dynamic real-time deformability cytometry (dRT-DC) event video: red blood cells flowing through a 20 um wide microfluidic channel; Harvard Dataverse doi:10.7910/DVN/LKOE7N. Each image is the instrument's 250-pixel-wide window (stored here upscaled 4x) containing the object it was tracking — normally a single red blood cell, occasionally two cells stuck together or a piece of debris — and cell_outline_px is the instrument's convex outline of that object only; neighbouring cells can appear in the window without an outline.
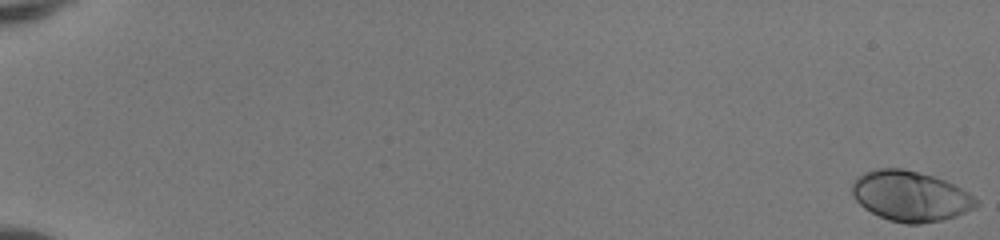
{"species": "human", "species_latin": "Homo sapiens", "temperature_condition": "room temperature", "stored_images_in_passage": 50, "camera_frame_rate_fps": 3000, "um_per_image_px": 0.085, "donor": {"sex": "female"}, "frame": {"image": 1, "passage_image": 1, "time_ms": 0.0, "image_size_px": [1000, 240], "cell_outline_px": [[976, 204], [972, 208], [956, 216], [944, 220], [920, 224], [904, 224], [888, 220], [864, 208], [852, 196], [852, 184], [856, 176], [864, 172], [876, 168], [904, 168], [932, 176], [944, 180], [968, 192], [976, 200]], "centroid_in_image_um": [77.32, 16.67], "position_along_channel_um": 7.7, "area_um2": 36.24}}
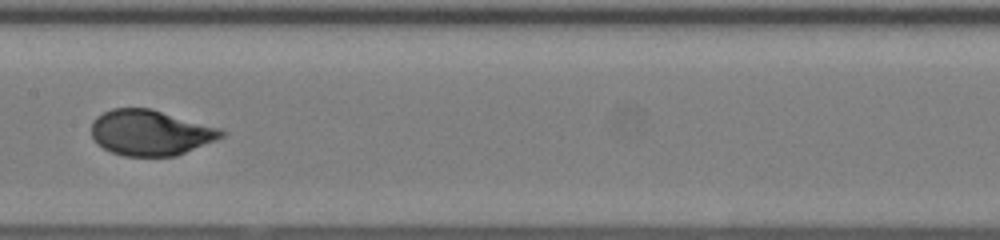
{"frame": {"image": 2, "passage_image": 30, "time_ms": 9.667, "image_size_px": [1000, 240], "cell_outline_px": [[228, 132], [224, 136], [216, 140], [176, 156], [124, 156], [112, 152], [104, 148], [92, 136], [92, 120], [96, 116], [112, 108], [152, 108], [224, 128]], "centroid_in_image_um": [12.86, 11.26], "position_along_channel_um": 194.5, "area_um2": 34.85}}
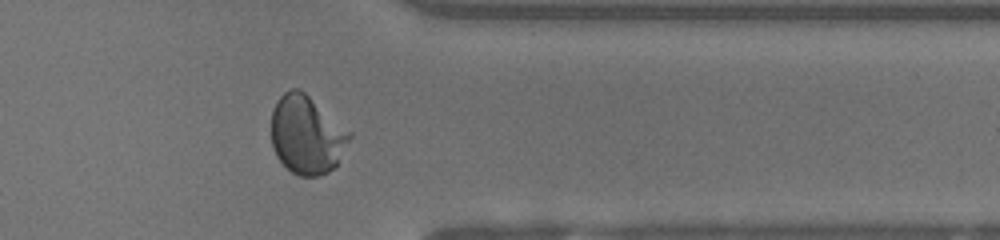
{"frame": {"image": 3, "passage_image": 44, "time_ms": 14.333, "image_size_px": [1000, 240], "cell_outline_px": [[352, 136], [336, 164], [328, 172], [316, 176], [300, 176], [292, 172], [276, 156], [272, 144], [272, 112], [276, 100], [284, 92], [292, 88], [300, 88], [352, 132]], "centroid_in_image_um": [26.07, 11.43], "position_along_channel_um": 385.3, "area_um2": 35.6}}